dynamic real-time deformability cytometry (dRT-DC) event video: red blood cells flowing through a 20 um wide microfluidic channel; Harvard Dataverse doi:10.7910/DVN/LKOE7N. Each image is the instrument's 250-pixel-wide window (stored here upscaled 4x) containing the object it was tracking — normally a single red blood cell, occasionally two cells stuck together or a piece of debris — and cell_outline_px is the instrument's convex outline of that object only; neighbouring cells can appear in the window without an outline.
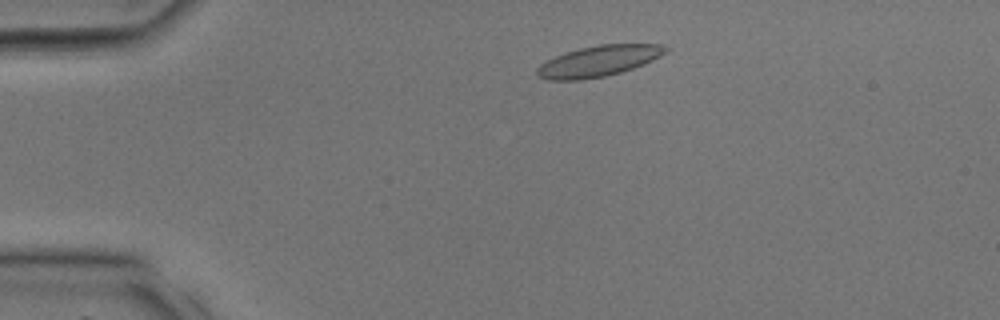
{"species": "common noctule bat (a hibernating species)", "species_latin": "Nyctalus noctula", "temperature_condition": "room temperature", "stored_images_in_passage": 32, "camera_frame_rate_fps": 3000, "um_per_image_px": 0.085, "animal": {"sex": "male", "body_mass_g": 17.9, "forearm_length_mm": 54.2}, "frame": {"image": 1, "passage_image": 4, "time_ms": 1.0, "image_size_px": [1000, 320], "cell_outline_px": [[668, 48], [660, 56], [644, 64], [620, 72], [604, 76], [580, 80], [548, 80], [536, 76], [536, 68], [540, 64], [564, 52], [580, 48], [600, 44], [660, 44]], "centroid_in_image_um": [50.83, 5.19], "position_along_channel_um": 34.2, "area_um2": 22.95}}
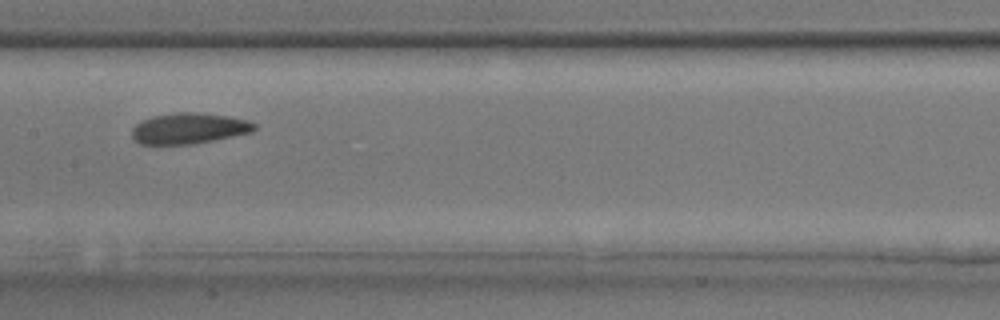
{"frame": {"image": 2, "passage_image": 15, "time_ms": 4.667, "image_size_px": [1000, 320], "cell_outline_px": [[256, 128], [252, 132], [192, 144], [140, 144], [132, 140], [132, 128], [136, 124], [152, 116], [176, 112], [192, 112], [228, 116], [248, 120], [256, 124]], "centroid_in_image_um": [16.04, 10.91], "position_along_channel_um": 191.4, "area_um2": 21.91}}
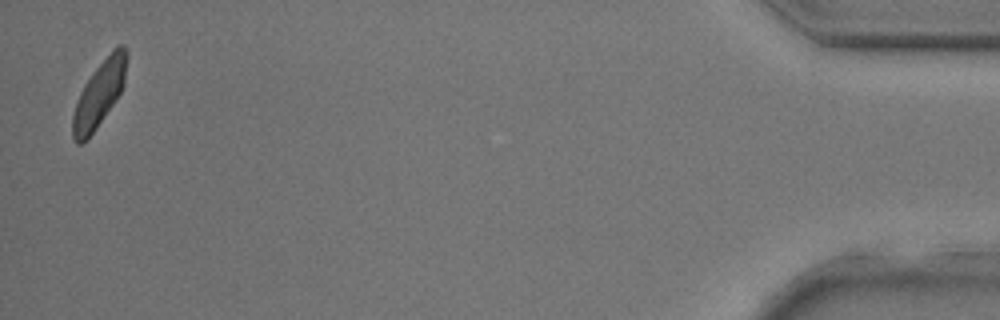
{"frame": {"image": 3, "passage_image": 32, "time_ms": 10.333, "image_size_px": [1000, 320], "cell_outline_px": [[128, 56], [124, 84], [116, 100], [96, 128], [80, 144], [76, 144], [72, 136], [72, 116], [80, 92], [84, 84], [92, 72], [112, 48], [116, 44], [124, 44], [128, 52]], "centroid_in_image_um": [8.46, 7.9], "position_along_channel_um": 426.7, "area_um2": 20.75}}